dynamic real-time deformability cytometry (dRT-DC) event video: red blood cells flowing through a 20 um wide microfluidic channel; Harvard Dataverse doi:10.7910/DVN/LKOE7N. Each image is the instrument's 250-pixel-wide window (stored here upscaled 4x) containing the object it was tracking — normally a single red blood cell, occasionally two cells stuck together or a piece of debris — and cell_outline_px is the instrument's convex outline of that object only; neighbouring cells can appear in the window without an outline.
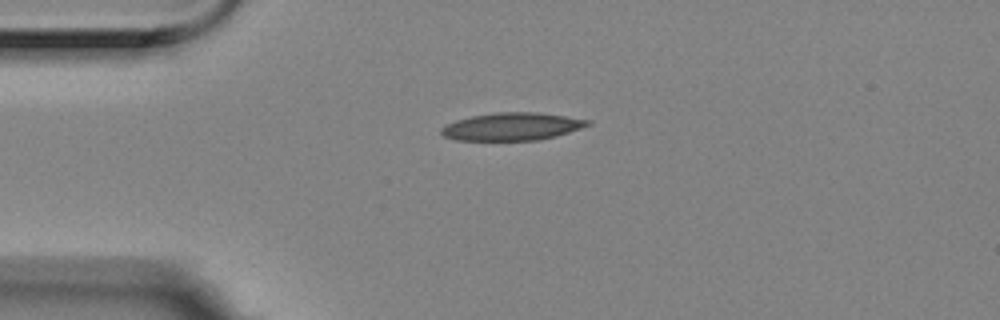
{"species": "Egyptian fruit bat (a non-hibernating species)", "species_latin": "Rousettus aegyptiacus", "temperature_condition": "room temperature", "stored_images_in_passage": 2, "camera_frame_rate_fps": 3000, "um_per_image_px": 0.085, "animal": {"sex": "female"}, "frame": {"image": 1, "passage_image": 1, "time_ms": 0.0, "image_size_px": [1000, 320], "cell_outline_px": [[592, 124], [556, 136], [540, 140], [456, 140], [444, 136], [440, 132], [440, 128], [456, 120], [472, 116], [496, 112], [540, 112], [592, 120]], "centroid_in_image_um": [43.55, 10.75], "position_along_channel_um": 41.5, "area_um2": 23.64}}